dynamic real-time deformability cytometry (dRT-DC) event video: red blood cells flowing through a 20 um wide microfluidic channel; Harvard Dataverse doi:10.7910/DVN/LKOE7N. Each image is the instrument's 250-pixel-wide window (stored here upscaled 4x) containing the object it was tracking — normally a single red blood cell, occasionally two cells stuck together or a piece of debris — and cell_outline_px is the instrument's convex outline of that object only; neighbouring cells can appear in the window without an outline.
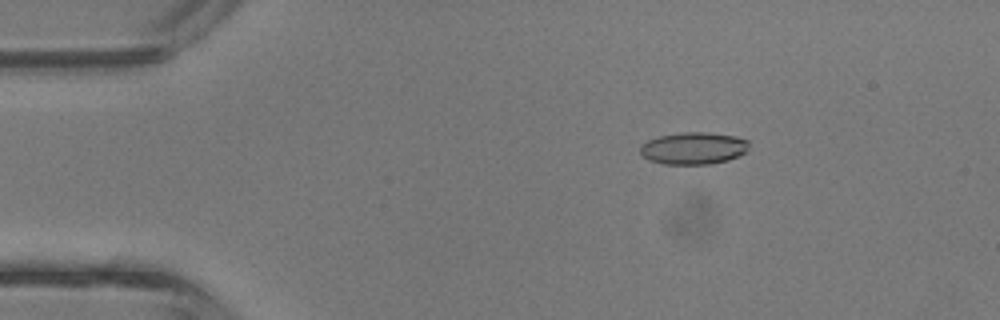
{"species": "common noctule bat (a hibernating species)", "species_latin": "Nyctalus noctula", "temperature_condition": "room temperature", "stored_images_in_passage": 38, "camera_frame_rate_fps": 3000, "um_per_image_px": 0.085, "animal": {"sex": "male", "body_mass_g": 13.3}, "frame": {"image": 1, "passage_image": 2, "time_ms": 0.333, "image_size_px": [1000, 320], "cell_outline_px": [[748, 148], [744, 152], [728, 160], [708, 164], [664, 164], [648, 160], [640, 152], [640, 148], [648, 140], [660, 136], [680, 132], [708, 132], [736, 136], [748, 140]], "centroid_in_image_um": [58.94, 12.59], "position_along_channel_um": 26.1, "area_um2": 20.23}}
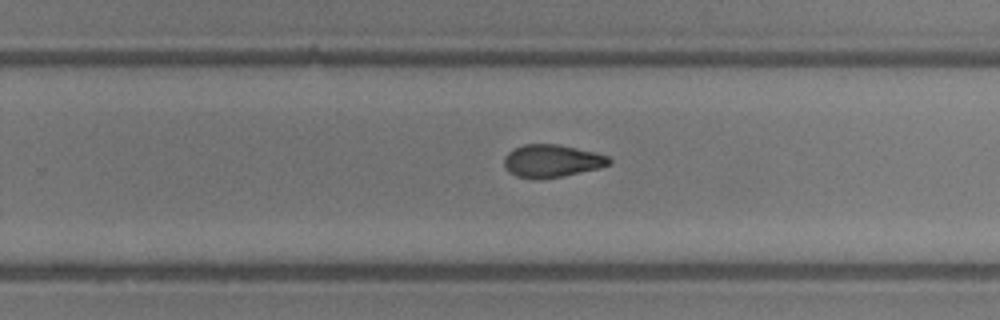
{"frame": {"image": 2, "passage_image": 22, "time_ms": 7.0, "image_size_px": [1000, 320], "cell_outline_px": [[612, 164], [600, 168], [564, 176], [540, 180], [536, 180], [516, 176], [508, 172], [504, 168], [504, 160], [508, 152], [512, 148], [524, 144], [556, 144], [596, 152], [608, 156], [612, 160]], "centroid_in_image_um": [46.9, 13.69], "position_along_channel_um": 282.9, "area_um2": 20.4}}
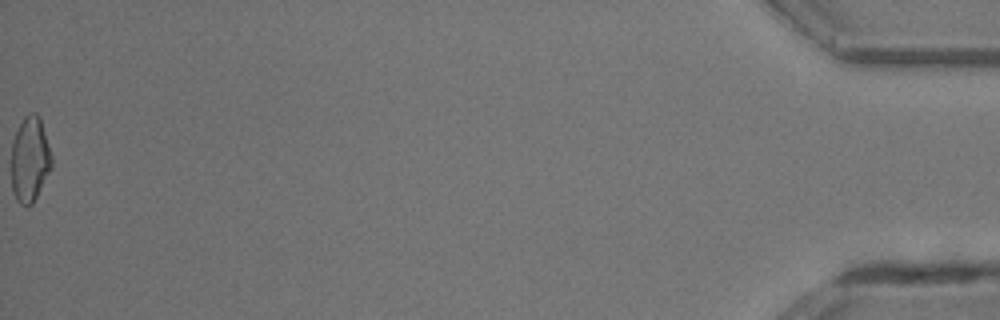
{"frame": {"image": 3, "passage_image": 38, "time_ms": 12.333, "image_size_px": [1000, 320], "cell_outline_px": [[52, 168], [32, 204], [28, 208], [20, 204], [16, 200], [12, 192], [12, 140], [24, 116], [28, 112], [36, 112], [40, 116], [52, 156]], "centroid_in_image_um": [2.55, 13.55], "position_along_channel_um": 432.7, "area_um2": 20.29}, "authors_computed_cell_mechanics": {"area_um2": 20.23, "velocity_mm_per_s": 4.8314, "shape_relaxation_time_tau1_ms": 6.0138, "shape_relaxation_time_tau2_ms": 2.1578, "deformation_change_tau1": 0.1856, "deformation_change_tau2": 0.0917}}